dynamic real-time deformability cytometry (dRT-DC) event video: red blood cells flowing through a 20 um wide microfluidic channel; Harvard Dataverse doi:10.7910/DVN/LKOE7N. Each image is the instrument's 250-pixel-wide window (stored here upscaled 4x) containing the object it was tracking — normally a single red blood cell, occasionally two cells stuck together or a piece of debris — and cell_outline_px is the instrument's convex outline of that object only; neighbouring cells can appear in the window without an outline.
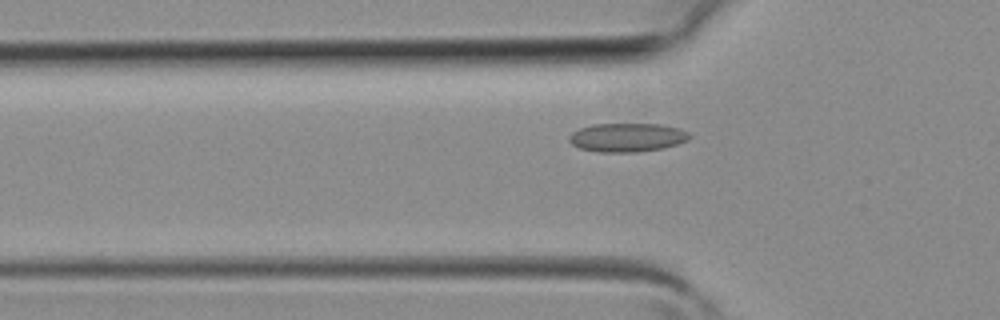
{"species": "common noctule bat (a hibernating species)", "species_latin": "Nyctalus noctula", "temperature_condition": "room temperature", "stored_images_in_passage": 6, "camera_frame_rate_fps": 3000, "um_per_image_px": 0.085, "animal": {"sex": "female", "body_mass_g": 19.3, "forearm_length_mm": 54.1}, "frame": {"image": 1, "passage_image": 6, "time_ms": 1.667, "image_size_px": [1000, 320], "cell_outline_px": [[692, 136], [688, 140], [664, 148], [636, 152], [600, 152], [580, 148], [572, 144], [568, 140], [568, 136], [572, 132], [580, 128], [592, 124], [660, 124], [680, 128], [688, 132]], "centroid_in_image_um": [53.31, 11.68], "position_along_channel_um": 72.5, "area_um2": 20.23}}